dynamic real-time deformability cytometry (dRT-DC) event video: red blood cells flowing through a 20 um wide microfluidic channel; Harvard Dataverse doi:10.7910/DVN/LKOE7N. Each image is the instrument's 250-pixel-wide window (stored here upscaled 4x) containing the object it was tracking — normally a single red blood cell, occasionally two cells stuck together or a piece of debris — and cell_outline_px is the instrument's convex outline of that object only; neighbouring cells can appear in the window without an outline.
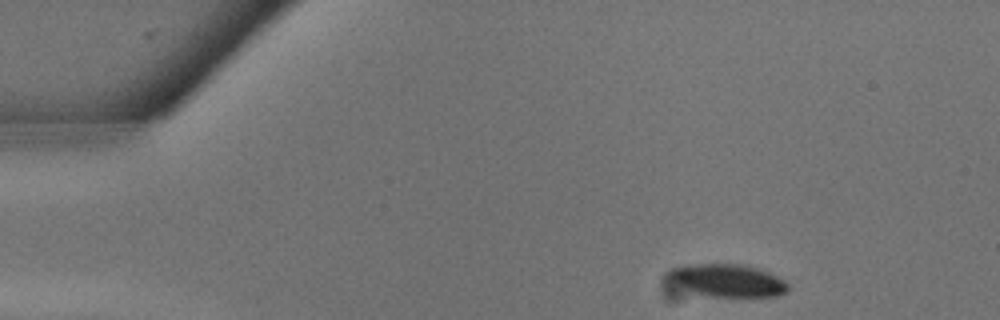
{"species": "common noctule bat (a hibernating species)", "species_latin": "Nyctalus noctula", "temperature_condition": "warm", "stored_images_in_passage": 10, "camera_frame_rate_fps": 3000, "um_per_image_px": 0.085, "animal": {"sex": "male", "body_mass_g": 13.3}, "frame": {"image": 1, "passage_image": 2, "time_ms": 0.333, "image_size_px": [1000, 320], "cell_outline_px": [[788, 288], [784, 292], [776, 296], [708, 296], [696, 292], [664, 280], [664, 276], [672, 268], [684, 264], [744, 264], [760, 268], [784, 280], [788, 284]], "centroid_in_image_um": [61.77, 23.81], "position_along_channel_um": 23.2, "area_um2": 22.77}}
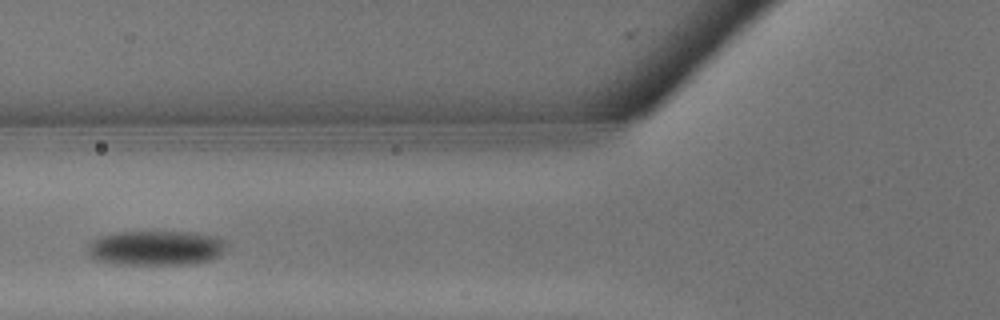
{"frame": {"image": 2, "passage_image": 9, "time_ms": 2.667, "image_size_px": [1000, 320], "cell_outline_px": [[228, 244], [220, 256], [212, 260], [192, 264], [116, 264], [96, 260], [88, 256], [88, 244], [92, 240], [100, 236], [116, 232], [196, 232], [216, 236], [224, 240]], "centroid_in_image_um": [13.28, 21.08], "position_along_channel_um": 112.5, "area_um2": 28.5}}